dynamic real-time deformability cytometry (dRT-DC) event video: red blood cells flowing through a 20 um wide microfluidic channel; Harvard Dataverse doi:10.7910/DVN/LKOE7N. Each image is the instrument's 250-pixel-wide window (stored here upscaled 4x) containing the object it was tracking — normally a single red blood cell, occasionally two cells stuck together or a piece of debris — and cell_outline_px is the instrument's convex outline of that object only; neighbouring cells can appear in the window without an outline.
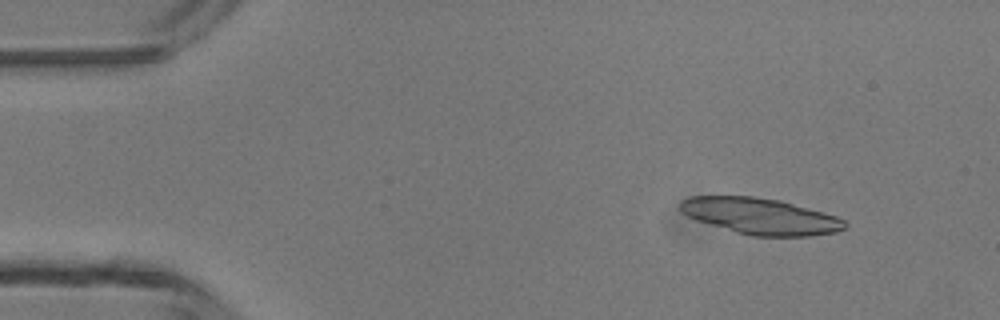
{"species": "common noctule bat (a hibernating species)", "species_latin": "Nyctalus noctula", "temperature_condition": "room temperature", "stored_images_in_passage": 5, "camera_frame_rate_fps": 3000, "um_per_image_px": 0.085, "animal": {"sex": "male", "body_mass_g": 13.3}, "frame": {"image": 1, "passage_image": 2, "time_ms": 1.0, "image_size_px": [1000, 320], "cell_outline_px": [[848, 224], [844, 228], [836, 232], [812, 236], [752, 236], [736, 232], [696, 220], [680, 212], [680, 200], [688, 196], [752, 196], [780, 200], [836, 216], [844, 220]], "centroid_in_image_um": [64.61, 18.37], "position_along_channel_um": 20.4, "area_um2": 34.74}}
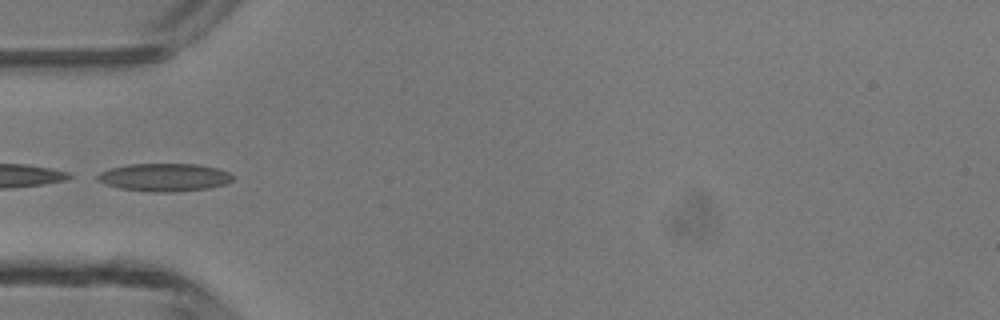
{"frame": {"image": 2, "passage_image": 5, "time_ms": 4.333, "image_size_px": [1000, 320], "cell_outline_px": [[232, 180], [224, 184], [208, 188], [168, 192], [152, 192], [120, 188], [104, 184], [96, 180], [96, 176], [100, 172], [112, 168], [128, 164], [196, 164], [216, 168], [228, 172], [232, 176]], "centroid_in_image_um": [13.92, 15.07], "position_along_channel_um": 71.1, "area_um2": 21.79}}